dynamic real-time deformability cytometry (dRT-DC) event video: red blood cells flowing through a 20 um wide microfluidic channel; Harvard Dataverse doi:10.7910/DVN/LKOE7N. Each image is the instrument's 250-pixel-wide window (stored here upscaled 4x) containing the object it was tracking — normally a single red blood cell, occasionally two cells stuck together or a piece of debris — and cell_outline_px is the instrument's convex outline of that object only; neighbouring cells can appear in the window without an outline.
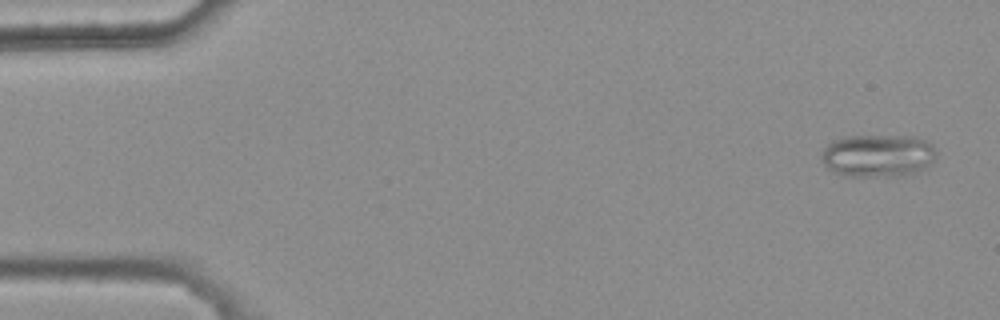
{"species": "common noctule bat (a hibernating species)", "species_latin": "Nyctalus noctula", "temperature_condition": "warm", "stored_images_in_passage": 3, "camera_frame_rate_fps": 3000, "um_per_image_px": 0.085, "animal": {"sex": "female", "body_mass_g": 25.1}, "frame": {"image": 1, "passage_image": 1, "time_ms": 0.0, "image_size_px": [1000, 320], "cell_outline_px": [[936, 160], [924, 168], [904, 176], [848, 176], [836, 172], [828, 168], [820, 160], [820, 152], [832, 140], [844, 136], [916, 136], [928, 140], [932, 144], [936, 152]], "centroid_in_image_um": [74.63, 13.21], "position_along_channel_um": 10.4, "area_um2": 28.96}}